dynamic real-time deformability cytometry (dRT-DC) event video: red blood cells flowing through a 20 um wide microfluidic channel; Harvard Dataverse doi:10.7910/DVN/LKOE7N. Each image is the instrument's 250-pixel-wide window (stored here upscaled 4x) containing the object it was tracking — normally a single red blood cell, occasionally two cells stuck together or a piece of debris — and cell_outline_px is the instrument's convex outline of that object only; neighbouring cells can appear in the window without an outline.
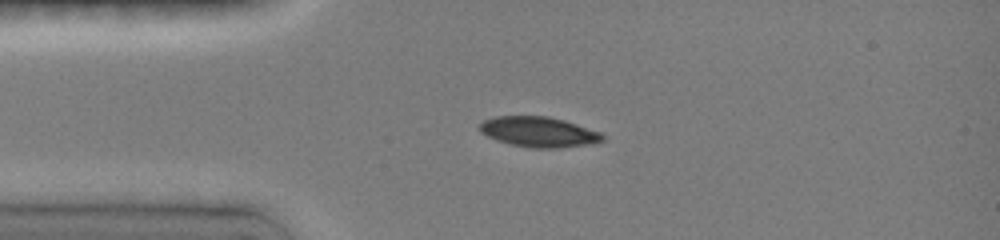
{"species": "common noctule bat (a hibernating species)", "species_latin": "Nyctalus noctula", "temperature_condition": "room temperature", "stored_images_in_passage": 36, "camera_frame_rate_fps": 3000, "um_per_image_px": 0.085, "animal": {"sex": "female", "body_mass_g": 19.0, "forearm_length_mm": 51.5}, "frame": {"image": 1, "passage_image": 7, "time_ms": 3.0, "image_size_px": [1000, 240], "cell_outline_px": [[604, 140], [592, 144], [560, 148], [532, 148], [512, 144], [496, 140], [480, 132], [480, 124], [484, 120], [496, 116], [548, 116], [564, 120], [600, 132], [604, 136]], "centroid_in_image_um": [45.81, 11.21], "position_along_channel_um": 39.2, "area_um2": 21.62}}
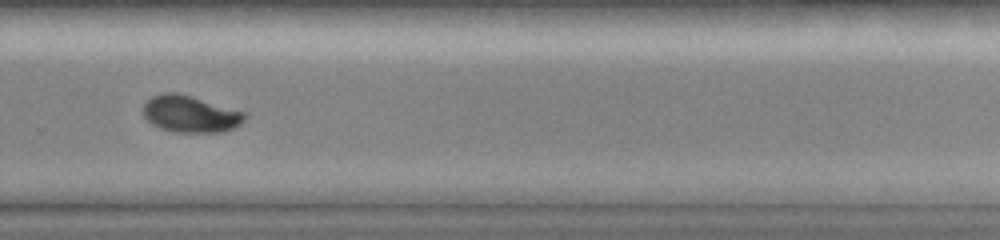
{"frame": {"image": 2, "passage_image": 24, "time_ms": 10.333, "image_size_px": [1000, 240], "cell_outline_px": [[248, 116], [240, 124], [224, 132], [176, 132], [160, 128], [152, 124], [144, 116], [144, 104], [152, 96], [164, 92], [176, 92], [192, 96], [248, 112]], "centroid_in_image_um": [16.23, 9.68], "position_along_channel_um": 313.6, "area_um2": 21.91}}
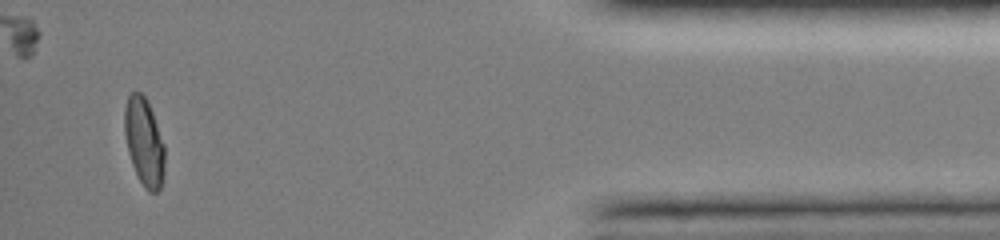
{"frame": {"image": 3, "passage_image": 33, "time_ms": 14.333, "image_size_px": [1000, 240], "cell_outline_px": [[164, 172], [160, 188], [156, 192], [148, 192], [144, 188], [132, 164], [128, 152], [124, 132], [124, 108], [128, 96], [132, 92], [140, 92], [148, 100], [164, 144]], "centroid_in_image_um": [12.24, 12.05], "position_along_channel_um": 423.0, "area_um2": 20.58}, "authors_computed_cell_mechanics": {"area_um2": 21.5016, "velocity_mm_per_s": 3.992, "shape_relaxation_time_tau1_ms": 5.7248, "shape_relaxation_time_tau2_ms": null, "deformation_change_tau1": 0.1985, "deformation_change_tau2": null}}